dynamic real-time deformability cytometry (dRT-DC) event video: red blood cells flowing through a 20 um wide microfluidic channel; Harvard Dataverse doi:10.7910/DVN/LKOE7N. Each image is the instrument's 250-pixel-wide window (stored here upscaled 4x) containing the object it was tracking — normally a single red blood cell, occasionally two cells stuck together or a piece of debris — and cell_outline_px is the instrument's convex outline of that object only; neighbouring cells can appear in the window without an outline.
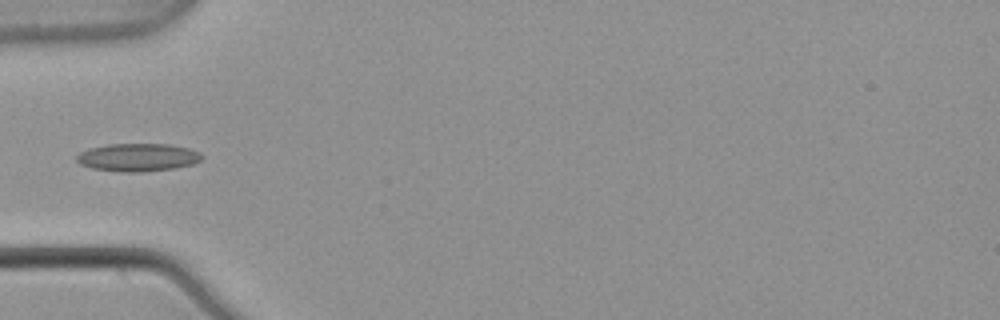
{"species": "common noctule bat (a hibernating species)", "species_latin": "Nyctalus noctula", "temperature_condition": "warm", "stored_images_in_passage": 4, "camera_frame_rate_fps": 3000, "um_per_image_px": 0.085, "animal": {"sex": "male", "body_mass_g": 21.5, "forearm_length_mm": 52.0}, "frame": {"image": 1, "passage_image": 4, "time_ms": 1.0, "image_size_px": [1000, 320], "cell_outline_px": [[204, 156], [200, 160], [192, 164], [176, 168], [140, 172], [120, 172], [92, 168], [80, 164], [76, 160], [76, 156], [80, 152], [88, 148], [108, 144], [168, 144], [188, 148], [200, 152]], "centroid_in_image_um": [11.71, 13.37], "position_along_channel_um": 73.3, "area_um2": 20.46}}